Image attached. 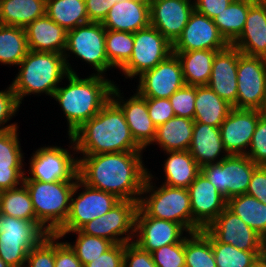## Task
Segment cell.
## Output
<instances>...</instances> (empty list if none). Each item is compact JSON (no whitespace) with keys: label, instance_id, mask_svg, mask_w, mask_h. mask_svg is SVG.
Here are the masks:
<instances>
[{"label":"cell","instance_id":"obj_26","mask_svg":"<svg viewBox=\"0 0 266 267\" xmlns=\"http://www.w3.org/2000/svg\"><path fill=\"white\" fill-rule=\"evenodd\" d=\"M28 50L65 54L67 31L46 14L25 27Z\"/></svg>","mask_w":266,"mask_h":267},{"label":"cell","instance_id":"obj_20","mask_svg":"<svg viewBox=\"0 0 266 267\" xmlns=\"http://www.w3.org/2000/svg\"><path fill=\"white\" fill-rule=\"evenodd\" d=\"M259 119L258 110L232 108L219 127L228 155H246Z\"/></svg>","mask_w":266,"mask_h":267},{"label":"cell","instance_id":"obj_58","mask_svg":"<svg viewBox=\"0 0 266 267\" xmlns=\"http://www.w3.org/2000/svg\"><path fill=\"white\" fill-rule=\"evenodd\" d=\"M261 60L263 61V65L266 67V51L264 54L261 56Z\"/></svg>","mask_w":266,"mask_h":267},{"label":"cell","instance_id":"obj_27","mask_svg":"<svg viewBox=\"0 0 266 267\" xmlns=\"http://www.w3.org/2000/svg\"><path fill=\"white\" fill-rule=\"evenodd\" d=\"M232 45L248 56L261 57L266 51V9L259 0L249 7L244 30Z\"/></svg>","mask_w":266,"mask_h":267},{"label":"cell","instance_id":"obj_28","mask_svg":"<svg viewBox=\"0 0 266 267\" xmlns=\"http://www.w3.org/2000/svg\"><path fill=\"white\" fill-rule=\"evenodd\" d=\"M188 151L200 167L214 162L218 163L228 156L219 127L199 122H194L192 141ZM223 152L225 155L218 160V156Z\"/></svg>","mask_w":266,"mask_h":267},{"label":"cell","instance_id":"obj_11","mask_svg":"<svg viewBox=\"0 0 266 267\" xmlns=\"http://www.w3.org/2000/svg\"><path fill=\"white\" fill-rule=\"evenodd\" d=\"M83 186L77 198L74 195ZM121 201L116 195L89 187L79 178L71 195L70 209L65 223L57 231H77L89 221L106 214Z\"/></svg>","mask_w":266,"mask_h":267},{"label":"cell","instance_id":"obj_60","mask_svg":"<svg viewBox=\"0 0 266 267\" xmlns=\"http://www.w3.org/2000/svg\"><path fill=\"white\" fill-rule=\"evenodd\" d=\"M259 1L264 5V7L266 9V0H259Z\"/></svg>","mask_w":266,"mask_h":267},{"label":"cell","instance_id":"obj_1","mask_svg":"<svg viewBox=\"0 0 266 267\" xmlns=\"http://www.w3.org/2000/svg\"><path fill=\"white\" fill-rule=\"evenodd\" d=\"M141 153L83 155L78 159V177L89 187L112 193L121 200L139 202L149 174Z\"/></svg>","mask_w":266,"mask_h":267},{"label":"cell","instance_id":"obj_45","mask_svg":"<svg viewBox=\"0 0 266 267\" xmlns=\"http://www.w3.org/2000/svg\"><path fill=\"white\" fill-rule=\"evenodd\" d=\"M152 257L157 267H185L184 239L153 251Z\"/></svg>","mask_w":266,"mask_h":267},{"label":"cell","instance_id":"obj_41","mask_svg":"<svg viewBox=\"0 0 266 267\" xmlns=\"http://www.w3.org/2000/svg\"><path fill=\"white\" fill-rule=\"evenodd\" d=\"M70 232L77 233V238L74 245L67 243L75 252L76 257L80 260L83 267L99 257L101 254L109 250L114 243L104 238L91 236L83 233L81 230L77 231H56L54 234L64 237Z\"/></svg>","mask_w":266,"mask_h":267},{"label":"cell","instance_id":"obj_18","mask_svg":"<svg viewBox=\"0 0 266 267\" xmlns=\"http://www.w3.org/2000/svg\"><path fill=\"white\" fill-rule=\"evenodd\" d=\"M205 229L219 243L243 251H262V237L227 207Z\"/></svg>","mask_w":266,"mask_h":267},{"label":"cell","instance_id":"obj_52","mask_svg":"<svg viewBox=\"0 0 266 267\" xmlns=\"http://www.w3.org/2000/svg\"><path fill=\"white\" fill-rule=\"evenodd\" d=\"M246 194L266 204V166L254 170Z\"/></svg>","mask_w":266,"mask_h":267},{"label":"cell","instance_id":"obj_3","mask_svg":"<svg viewBox=\"0 0 266 267\" xmlns=\"http://www.w3.org/2000/svg\"><path fill=\"white\" fill-rule=\"evenodd\" d=\"M66 79L69 84L66 87L58 86L53 98L63 109L69 125L68 136H71L111 99L115 84L98 74L82 79L77 74L69 73Z\"/></svg>","mask_w":266,"mask_h":267},{"label":"cell","instance_id":"obj_16","mask_svg":"<svg viewBox=\"0 0 266 267\" xmlns=\"http://www.w3.org/2000/svg\"><path fill=\"white\" fill-rule=\"evenodd\" d=\"M192 209V233L208 227L226 208L227 200L200 172L187 188Z\"/></svg>","mask_w":266,"mask_h":267},{"label":"cell","instance_id":"obj_43","mask_svg":"<svg viewBox=\"0 0 266 267\" xmlns=\"http://www.w3.org/2000/svg\"><path fill=\"white\" fill-rule=\"evenodd\" d=\"M25 267L55 266V234H48L28 253Z\"/></svg>","mask_w":266,"mask_h":267},{"label":"cell","instance_id":"obj_53","mask_svg":"<svg viewBox=\"0 0 266 267\" xmlns=\"http://www.w3.org/2000/svg\"><path fill=\"white\" fill-rule=\"evenodd\" d=\"M127 0H85L89 22L102 23L112 6Z\"/></svg>","mask_w":266,"mask_h":267},{"label":"cell","instance_id":"obj_34","mask_svg":"<svg viewBox=\"0 0 266 267\" xmlns=\"http://www.w3.org/2000/svg\"><path fill=\"white\" fill-rule=\"evenodd\" d=\"M256 0H233L230 5L213 18L220 34L232 44L243 32L249 7Z\"/></svg>","mask_w":266,"mask_h":267},{"label":"cell","instance_id":"obj_15","mask_svg":"<svg viewBox=\"0 0 266 267\" xmlns=\"http://www.w3.org/2000/svg\"><path fill=\"white\" fill-rule=\"evenodd\" d=\"M137 93L144 98H166L184 87L180 61L175 53L139 76Z\"/></svg>","mask_w":266,"mask_h":267},{"label":"cell","instance_id":"obj_33","mask_svg":"<svg viewBox=\"0 0 266 267\" xmlns=\"http://www.w3.org/2000/svg\"><path fill=\"white\" fill-rule=\"evenodd\" d=\"M169 155L164 164L165 182L170 187L188 188L200 173V166L188 150L166 151Z\"/></svg>","mask_w":266,"mask_h":267},{"label":"cell","instance_id":"obj_29","mask_svg":"<svg viewBox=\"0 0 266 267\" xmlns=\"http://www.w3.org/2000/svg\"><path fill=\"white\" fill-rule=\"evenodd\" d=\"M177 55L188 86H207L217 50L173 52Z\"/></svg>","mask_w":266,"mask_h":267},{"label":"cell","instance_id":"obj_54","mask_svg":"<svg viewBox=\"0 0 266 267\" xmlns=\"http://www.w3.org/2000/svg\"><path fill=\"white\" fill-rule=\"evenodd\" d=\"M232 1L233 0H194V10L213 19L227 8Z\"/></svg>","mask_w":266,"mask_h":267},{"label":"cell","instance_id":"obj_31","mask_svg":"<svg viewBox=\"0 0 266 267\" xmlns=\"http://www.w3.org/2000/svg\"><path fill=\"white\" fill-rule=\"evenodd\" d=\"M194 128V120L174 116L156 128V142L166 151H186L189 149Z\"/></svg>","mask_w":266,"mask_h":267},{"label":"cell","instance_id":"obj_10","mask_svg":"<svg viewBox=\"0 0 266 267\" xmlns=\"http://www.w3.org/2000/svg\"><path fill=\"white\" fill-rule=\"evenodd\" d=\"M173 53L171 44L156 28L149 25L134 33V46L129 61L120 69L127 77H135L153 69Z\"/></svg>","mask_w":266,"mask_h":267},{"label":"cell","instance_id":"obj_14","mask_svg":"<svg viewBox=\"0 0 266 267\" xmlns=\"http://www.w3.org/2000/svg\"><path fill=\"white\" fill-rule=\"evenodd\" d=\"M266 94V67L261 57L241 54L237 67L236 108L258 110Z\"/></svg>","mask_w":266,"mask_h":267},{"label":"cell","instance_id":"obj_44","mask_svg":"<svg viewBox=\"0 0 266 267\" xmlns=\"http://www.w3.org/2000/svg\"><path fill=\"white\" fill-rule=\"evenodd\" d=\"M196 86L185 85L174 92L169 101L175 116L194 119L195 115Z\"/></svg>","mask_w":266,"mask_h":267},{"label":"cell","instance_id":"obj_39","mask_svg":"<svg viewBox=\"0 0 266 267\" xmlns=\"http://www.w3.org/2000/svg\"><path fill=\"white\" fill-rule=\"evenodd\" d=\"M28 51L25 28L0 24V63L19 65Z\"/></svg>","mask_w":266,"mask_h":267},{"label":"cell","instance_id":"obj_5","mask_svg":"<svg viewBox=\"0 0 266 267\" xmlns=\"http://www.w3.org/2000/svg\"><path fill=\"white\" fill-rule=\"evenodd\" d=\"M152 178L149 172L142 189V194L149 193V197H140L136 216H150L179 223L188 233H192V209L188 190L165 184L155 190L150 182Z\"/></svg>","mask_w":266,"mask_h":267},{"label":"cell","instance_id":"obj_2","mask_svg":"<svg viewBox=\"0 0 266 267\" xmlns=\"http://www.w3.org/2000/svg\"><path fill=\"white\" fill-rule=\"evenodd\" d=\"M69 139L73 150L83 155L143 150L133 139L123 111L112 99Z\"/></svg>","mask_w":266,"mask_h":267},{"label":"cell","instance_id":"obj_30","mask_svg":"<svg viewBox=\"0 0 266 267\" xmlns=\"http://www.w3.org/2000/svg\"><path fill=\"white\" fill-rule=\"evenodd\" d=\"M194 122L220 127L233 106L208 86H196Z\"/></svg>","mask_w":266,"mask_h":267},{"label":"cell","instance_id":"obj_35","mask_svg":"<svg viewBox=\"0 0 266 267\" xmlns=\"http://www.w3.org/2000/svg\"><path fill=\"white\" fill-rule=\"evenodd\" d=\"M0 214L9 215L23 220L35 222L47 235L51 234L37 219L32 200L27 187H20L1 191Z\"/></svg>","mask_w":266,"mask_h":267},{"label":"cell","instance_id":"obj_57","mask_svg":"<svg viewBox=\"0 0 266 267\" xmlns=\"http://www.w3.org/2000/svg\"><path fill=\"white\" fill-rule=\"evenodd\" d=\"M254 267H266V263L260 260Z\"/></svg>","mask_w":266,"mask_h":267},{"label":"cell","instance_id":"obj_51","mask_svg":"<svg viewBox=\"0 0 266 267\" xmlns=\"http://www.w3.org/2000/svg\"><path fill=\"white\" fill-rule=\"evenodd\" d=\"M61 239L55 234V266L54 267H83L75 252L67 242H56Z\"/></svg>","mask_w":266,"mask_h":267},{"label":"cell","instance_id":"obj_7","mask_svg":"<svg viewBox=\"0 0 266 267\" xmlns=\"http://www.w3.org/2000/svg\"><path fill=\"white\" fill-rule=\"evenodd\" d=\"M46 236L31 220L0 214V258L10 267H25L28 253Z\"/></svg>","mask_w":266,"mask_h":267},{"label":"cell","instance_id":"obj_50","mask_svg":"<svg viewBox=\"0 0 266 267\" xmlns=\"http://www.w3.org/2000/svg\"><path fill=\"white\" fill-rule=\"evenodd\" d=\"M124 251V243L114 244L109 250L84 267H123Z\"/></svg>","mask_w":266,"mask_h":267},{"label":"cell","instance_id":"obj_37","mask_svg":"<svg viewBox=\"0 0 266 267\" xmlns=\"http://www.w3.org/2000/svg\"><path fill=\"white\" fill-rule=\"evenodd\" d=\"M226 207L262 238L266 235V204L247 194L227 200Z\"/></svg>","mask_w":266,"mask_h":267},{"label":"cell","instance_id":"obj_49","mask_svg":"<svg viewBox=\"0 0 266 267\" xmlns=\"http://www.w3.org/2000/svg\"><path fill=\"white\" fill-rule=\"evenodd\" d=\"M149 116L156 127L166 123L175 116L169 99L147 98Z\"/></svg>","mask_w":266,"mask_h":267},{"label":"cell","instance_id":"obj_40","mask_svg":"<svg viewBox=\"0 0 266 267\" xmlns=\"http://www.w3.org/2000/svg\"><path fill=\"white\" fill-rule=\"evenodd\" d=\"M184 238L185 267H217L211 241L201 232Z\"/></svg>","mask_w":266,"mask_h":267},{"label":"cell","instance_id":"obj_55","mask_svg":"<svg viewBox=\"0 0 266 267\" xmlns=\"http://www.w3.org/2000/svg\"><path fill=\"white\" fill-rule=\"evenodd\" d=\"M260 117L266 120V94L265 97L263 98L262 104L260 108L258 109Z\"/></svg>","mask_w":266,"mask_h":267},{"label":"cell","instance_id":"obj_59","mask_svg":"<svg viewBox=\"0 0 266 267\" xmlns=\"http://www.w3.org/2000/svg\"><path fill=\"white\" fill-rule=\"evenodd\" d=\"M0 267H10L8 264H6L1 258H0Z\"/></svg>","mask_w":266,"mask_h":267},{"label":"cell","instance_id":"obj_12","mask_svg":"<svg viewBox=\"0 0 266 267\" xmlns=\"http://www.w3.org/2000/svg\"><path fill=\"white\" fill-rule=\"evenodd\" d=\"M137 210V201L121 200L106 214L89 221L80 230L85 234L104 238L114 244L132 242ZM124 234L126 236L119 237Z\"/></svg>","mask_w":266,"mask_h":267},{"label":"cell","instance_id":"obj_9","mask_svg":"<svg viewBox=\"0 0 266 267\" xmlns=\"http://www.w3.org/2000/svg\"><path fill=\"white\" fill-rule=\"evenodd\" d=\"M106 29L102 23L88 22L77 26L76 28L67 31V44L65 49V63L68 72L76 74L72 70L68 60L70 56L66 51L74 53L78 58L86 61L88 64L93 65V68L102 75L111 67L107 59L105 47Z\"/></svg>","mask_w":266,"mask_h":267},{"label":"cell","instance_id":"obj_36","mask_svg":"<svg viewBox=\"0 0 266 267\" xmlns=\"http://www.w3.org/2000/svg\"><path fill=\"white\" fill-rule=\"evenodd\" d=\"M46 15L66 31L89 22L85 0H46Z\"/></svg>","mask_w":266,"mask_h":267},{"label":"cell","instance_id":"obj_8","mask_svg":"<svg viewBox=\"0 0 266 267\" xmlns=\"http://www.w3.org/2000/svg\"><path fill=\"white\" fill-rule=\"evenodd\" d=\"M257 167L246 155H228L218 163L200 167V172L228 200L246 194L252 174Z\"/></svg>","mask_w":266,"mask_h":267},{"label":"cell","instance_id":"obj_19","mask_svg":"<svg viewBox=\"0 0 266 267\" xmlns=\"http://www.w3.org/2000/svg\"><path fill=\"white\" fill-rule=\"evenodd\" d=\"M194 11L190 0H152L150 25L156 28L171 44L181 36Z\"/></svg>","mask_w":266,"mask_h":267},{"label":"cell","instance_id":"obj_4","mask_svg":"<svg viewBox=\"0 0 266 267\" xmlns=\"http://www.w3.org/2000/svg\"><path fill=\"white\" fill-rule=\"evenodd\" d=\"M19 66L11 84L19 105L26 95L45 93L53 97L58 83L69 74L64 55L59 53L29 50Z\"/></svg>","mask_w":266,"mask_h":267},{"label":"cell","instance_id":"obj_22","mask_svg":"<svg viewBox=\"0 0 266 267\" xmlns=\"http://www.w3.org/2000/svg\"><path fill=\"white\" fill-rule=\"evenodd\" d=\"M183 231L187 230L179 223L157 219L150 216H136L133 242L150 253L168 244L181 242ZM182 236V237H181Z\"/></svg>","mask_w":266,"mask_h":267},{"label":"cell","instance_id":"obj_25","mask_svg":"<svg viewBox=\"0 0 266 267\" xmlns=\"http://www.w3.org/2000/svg\"><path fill=\"white\" fill-rule=\"evenodd\" d=\"M102 24L107 30L135 33L150 25V4L140 0L117 2Z\"/></svg>","mask_w":266,"mask_h":267},{"label":"cell","instance_id":"obj_32","mask_svg":"<svg viewBox=\"0 0 266 267\" xmlns=\"http://www.w3.org/2000/svg\"><path fill=\"white\" fill-rule=\"evenodd\" d=\"M46 14V0H0V24L25 28Z\"/></svg>","mask_w":266,"mask_h":267},{"label":"cell","instance_id":"obj_47","mask_svg":"<svg viewBox=\"0 0 266 267\" xmlns=\"http://www.w3.org/2000/svg\"><path fill=\"white\" fill-rule=\"evenodd\" d=\"M20 105L17 102L12 85L7 90L0 91V132L9 131L17 128V124H11L4 127L13 115L18 111ZM3 125V126H2Z\"/></svg>","mask_w":266,"mask_h":267},{"label":"cell","instance_id":"obj_46","mask_svg":"<svg viewBox=\"0 0 266 267\" xmlns=\"http://www.w3.org/2000/svg\"><path fill=\"white\" fill-rule=\"evenodd\" d=\"M247 151L248 156L257 166H266V120L260 117Z\"/></svg>","mask_w":266,"mask_h":267},{"label":"cell","instance_id":"obj_17","mask_svg":"<svg viewBox=\"0 0 266 267\" xmlns=\"http://www.w3.org/2000/svg\"><path fill=\"white\" fill-rule=\"evenodd\" d=\"M229 43L220 34L213 19L193 11L181 36L173 44V52L192 50H217L226 48Z\"/></svg>","mask_w":266,"mask_h":267},{"label":"cell","instance_id":"obj_24","mask_svg":"<svg viewBox=\"0 0 266 267\" xmlns=\"http://www.w3.org/2000/svg\"><path fill=\"white\" fill-rule=\"evenodd\" d=\"M17 130L0 132V191L17 188L24 181L23 153Z\"/></svg>","mask_w":266,"mask_h":267},{"label":"cell","instance_id":"obj_42","mask_svg":"<svg viewBox=\"0 0 266 267\" xmlns=\"http://www.w3.org/2000/svg\"><path fill=\"white\" fill-rule=\"evenodd\" d=\"M134 46V33L106 29L105 47L111 67L121 69L130 59Z\"/></svg>","mask_w":266,"mask_h":267},{"label":"cell","instance_id":"obj_21","mask_svg":"<svg viewBox=\"0 0 266 267\" xmlns=\"http://www.w3.org/2000/svg\"><path fill=\"white\" fill-rule=\"evenodd\" d=\"M119 91V88L115 84L112 89L111 99L123 111L133 139L144 149L150 144H153L157 128L149 116L147 98L136 93L134 96L132 95L129 100L127 99V101H124L121 99L123 97Z\"/></svg>","mask_w":266,"mask_h":267},{"label":"cell","instance_id":"obj_38","mask_svg":"<svg viewBox=\"0 0 266 267\" xmlns=\"http://www.w3.org/2000/svg\"><path fill=\"white\" fill-rule=\"evenodd\" d=\"M201 232L211 241L217 267H254L261 260L262 251H243L219 243L206 229Z\"/></svg>","mask_w":266,"mask_h":267},{"label":"cell","instance_id":"obj_13","mask_svg":"<svg viewBox=\"0 0 266 267\" xmlns=\"http://www.w3.org/2000/svg\"><path fill=\"white\" fill-rule=\"evenodd\" d=\"M67 149L53 146L41 147L30 159L32 177L24 180L41 182L74 181L78 177V158L74 159Z\"/></svg>","mask_w":266,"mask_h":267},{"label":"cell","instance_id":"obj_61","mask_svg":"<svg viewBox=\"0 0 266 267\" xmlns=\"http://www.w3.org/2000/svg\"><path fill=\"white\" fill-rule=\"evenodd\" d=\"M140 1L147 2V3L150 4V2H151L152 0H140Z\"/></svg>","mask_w":266,"mask_h":267},{"label":"cell","instance_id":"obj_23","mask_svg":"<svg viewBox=\"0 0 266 267\" xmlns=\"http://www.w3.org/2000/svg\"><path fill=\"white\" fill-rule=\"evenodd\" d=\"M242 53L232 44L217 51L207 86L236 108L238 57Z\"/></svg>","mask_w":266,"mask_h":267},{"label":"cell","instance_id":"obj_6","mask_svg":"<svg viewBox=\"0 0 266 267\" xmlns=\"http://www.w3.org/2000/svg\"><path fill=\"white\" fill-rule=\"evenodd\" d=\"M36 219L54 234L66 221L75 181L41 182L24 180Z\"/></svg>","mask_w":266,"mask_h":267},{"label":"cell","instance_id":"obj_48","mask_svg":"<svg viewBox=\"0 0 266 267\" xmlns=\"http://www.w3.org/2000/svg\"><path fill=\"white\" fill-rule=\"evenodd\" d=\"M123 267H157L152 253L141 249L133 241L125 243Z\"/></svg>","mask_w":266,"mask_h":267},{"label":"cell","instance_id":"obj_56","mask_svg":"<svg viewBox=\"0 0 266 267\" xmlns=\"http://www.w3.org/2000/svg\"><path fill=\"white\" fill-rule=\"evenodd\" d=\"M261 260L266 263V235L262 238V255Z\"/></svg>","mask_w":266,"mask_h":267}]
</instances>
